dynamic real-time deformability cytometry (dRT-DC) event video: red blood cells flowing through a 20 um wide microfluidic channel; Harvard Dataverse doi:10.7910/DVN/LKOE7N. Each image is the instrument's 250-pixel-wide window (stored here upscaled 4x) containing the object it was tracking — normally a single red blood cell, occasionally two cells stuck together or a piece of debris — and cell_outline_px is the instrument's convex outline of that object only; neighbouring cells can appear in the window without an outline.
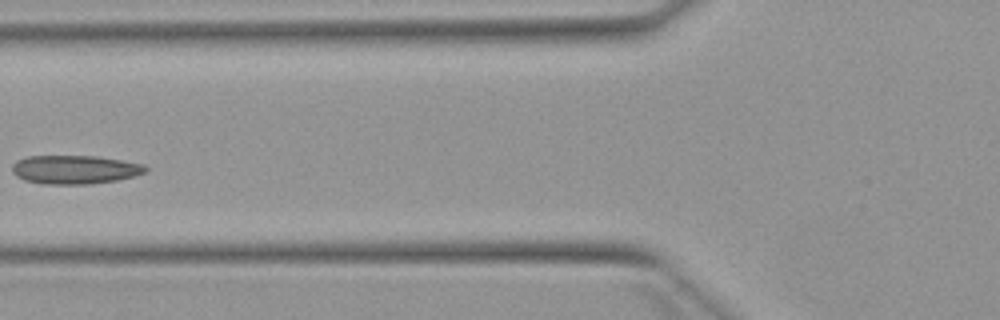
{"species": "Egyptian fruit bat (a non-hibernating species)", "species_latin": "Rousettus aegyptiacus", "temperature_condition": "warm", "stored_images_in_passage": 5, "camera_frame_rate_fps": 3000, "um_per_image_px": 0.085, "animal": {"sex": "female"}, "frame": {"image": 1, "passage_image": 5, "time_ms": 5.667, "image_size_px": [1000, 320], "cell_outline_px": [[148, 168], [144, 172], [132, 176], [116, 180], [88, 184], [44, 184], [24, 180], [16, 176], [12, 172], [12, 164], [16, 160], [28, 156], [96, 156], [144, 164]], "centroid_in_image_um": [6.31, 14.41], "position_along_channel_um": 119.5, "area_um2": 22.2}}